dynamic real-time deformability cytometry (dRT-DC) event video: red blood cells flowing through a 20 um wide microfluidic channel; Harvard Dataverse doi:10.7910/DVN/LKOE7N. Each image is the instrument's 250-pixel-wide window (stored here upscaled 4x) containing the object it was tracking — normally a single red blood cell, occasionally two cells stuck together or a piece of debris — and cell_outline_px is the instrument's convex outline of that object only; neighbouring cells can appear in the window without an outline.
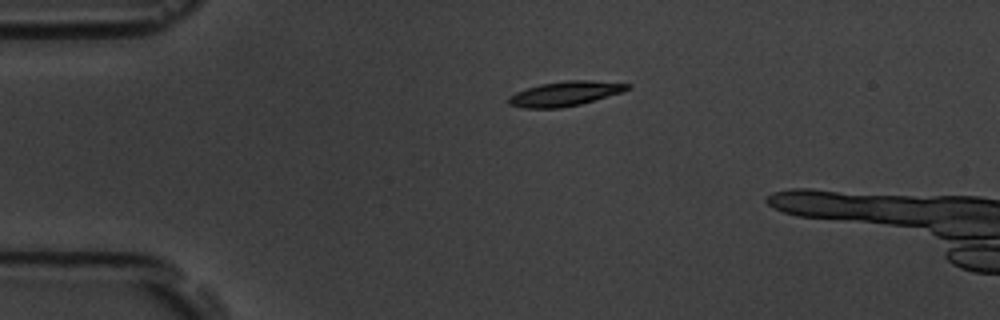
{"species": "common noctule bat (a hibernating species)", "species_latin": "Nyctalus noctula", "temperature_condition": "room temperature", "stored_images_in_passage": 6, "camera_frame_rate_fps": 3000, "um_per_image_px": 0.085, "animal": {"sex": "male", "body_mass_g": 19.5, "forearm_length_mm": 54.6}, "frame": {"image": 1, "passage_image": 2, "time_ms": 0.333, "image_size_px": [1000, 320], "cell_outline_px": [[632, 88], [624, 92], [580, 104], [560, 108], [524, 108], [508, 104], [508, 96], [516, 92], [540, 84], [568, 80], [588, 80], [632, 84]], "centroid_in_image_um": [48.06, 7.96], "position_along_channel_um": 36.9, "area_um2": 17.11}}